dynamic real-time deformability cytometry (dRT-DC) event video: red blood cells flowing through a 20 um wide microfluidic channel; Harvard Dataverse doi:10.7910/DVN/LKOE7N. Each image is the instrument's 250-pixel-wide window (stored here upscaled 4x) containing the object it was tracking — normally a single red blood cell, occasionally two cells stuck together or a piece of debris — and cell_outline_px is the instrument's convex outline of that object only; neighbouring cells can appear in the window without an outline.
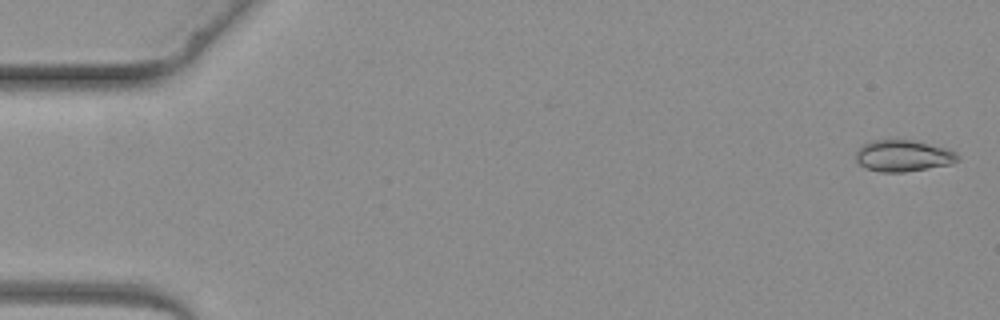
{"species": "common noctule bat (a hibernating species)", "species_latin": "Nyctalus noctula", "temperature_condition": "warm", "stored_images_in_passage": 2, "camera_frame_rate_fps": 3000, "um_per_image_px": 0.085, "animal": {"sex": "female", "body_mass_g": 19.3, "forearm_length_mm": 54.1}, "frame": {"image": 1, "passage_image": 2, "time_ms": 1.333, "image_size_px": [1000, 320], "cell_outline_px": [[960, 160], [952, 164], [904, 172], [880, 172], [868, 168], [860, 164], [856, 160], [856, 152], [864, 144], [872, 140], [912, 140], [944, 148], [956, 152], [960, 156]], "centroid_in_image_um": [76.8, 13.25], "position_along_channel_um": 8.2, "area_um2": 18.5}}